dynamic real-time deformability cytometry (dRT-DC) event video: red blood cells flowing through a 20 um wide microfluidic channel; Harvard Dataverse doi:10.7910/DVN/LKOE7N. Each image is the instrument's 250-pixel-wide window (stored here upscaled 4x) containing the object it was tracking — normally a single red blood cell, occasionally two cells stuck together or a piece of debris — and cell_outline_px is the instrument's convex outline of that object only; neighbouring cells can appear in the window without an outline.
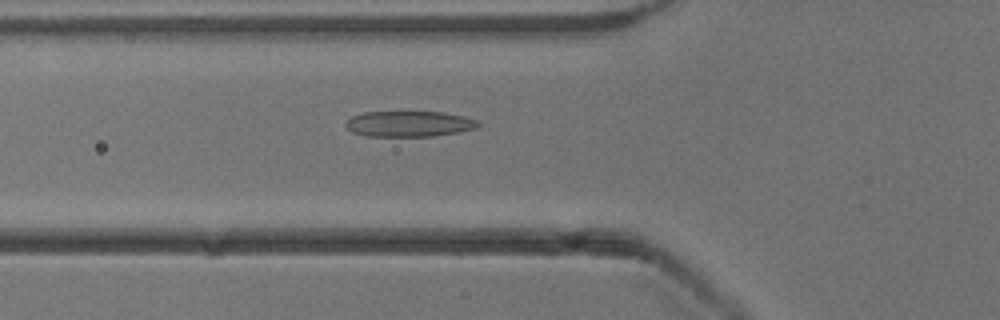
{"species": "common noctule bat (a hibernating species)", "species_latin": "Nyctalus noctula", "temperature_condition": "cold", "stored_images_in_passage": 53, "camera_frame_rate_fps": 3000, "um_per_image_px": 0.085, "animal": {"sex": "male", "body_mass_g": 13.3}, "frame": {"image": 1, "passage_image": 19, "time_ms": 6.0, "image_size_px": [1000, 320], "cell_outline_px": [[480, 124], [476, 128], [460, 132], [432, 136], [364, 136], [352, 132], [344, 124], [352, 116], [364, 112], [444, 112], [464, 116], [476, 120]], "centroid_in_image_um": [34.77, 10.53], "position_along_channel_um": 91.0, "area_um2": 19.83}}
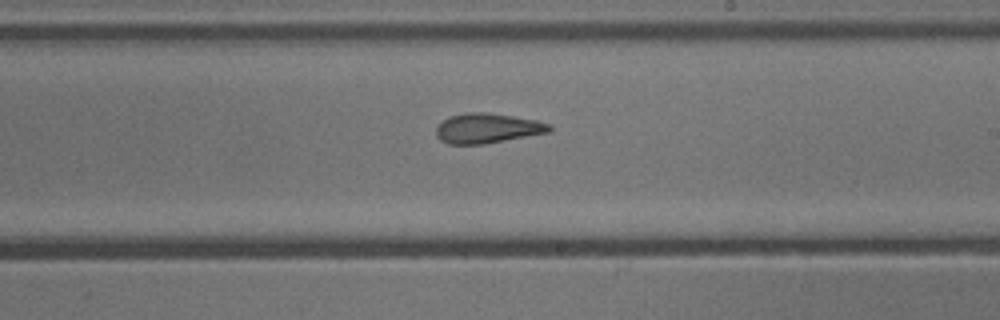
{"frame": {"image": 2, "passage_image": 31, "time_ms": 10.0, "image_size_px": [1000, 320], "cell_outline_px": [[552, 128], [548, 132], [484, 144], [448, 144], [440, 140], [436, 136], [436, 128], [448, 116], [468, 112], [488, 112], [536, 120], [548, 124]], "centroid_in_image_um": [41.38, 10.9], "position_along_channel_um": 247.6, "area_um2": 19.54}}
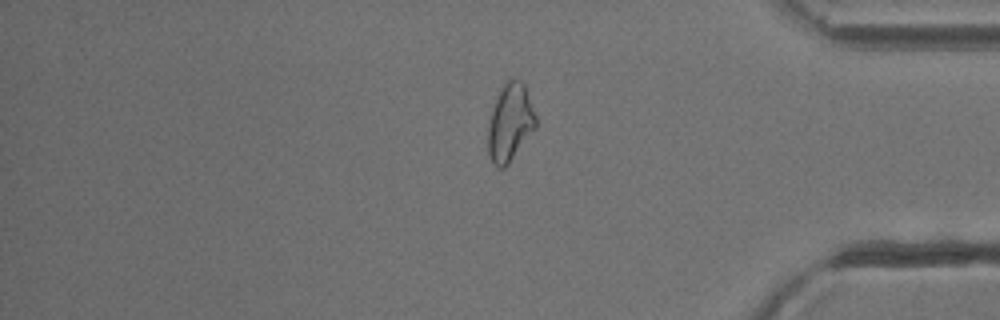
{"frame": {"image": 3, "passage_image": 44, "time_ms": 14.333, "image_size_px": [1000, 320], "cell_outline_px": [[536, 128], [508, 164], [504, 168], [496, 168], [492, 164], [488, 156], [488, 124], [492, 108], [500, 88], [508, 80], [520, 80], [524, 84], [536, 116]], "centroid_in_image_um": [43.34, 10.46], "position_along_channel_um": 391.9, "area_um2": 21.62}, "authors_computed_cell_mechanics": {"area_um2": 21.097, "velocity_mm_per_s": 3.8898, "shape_relaxation_time_tau1_ms": 8.2988, "shape_relaxation_time_tau2_ms": 1.7083, "deformation_change_tau1": 0.2035, "deformation_change_tau2": 0.1005}}